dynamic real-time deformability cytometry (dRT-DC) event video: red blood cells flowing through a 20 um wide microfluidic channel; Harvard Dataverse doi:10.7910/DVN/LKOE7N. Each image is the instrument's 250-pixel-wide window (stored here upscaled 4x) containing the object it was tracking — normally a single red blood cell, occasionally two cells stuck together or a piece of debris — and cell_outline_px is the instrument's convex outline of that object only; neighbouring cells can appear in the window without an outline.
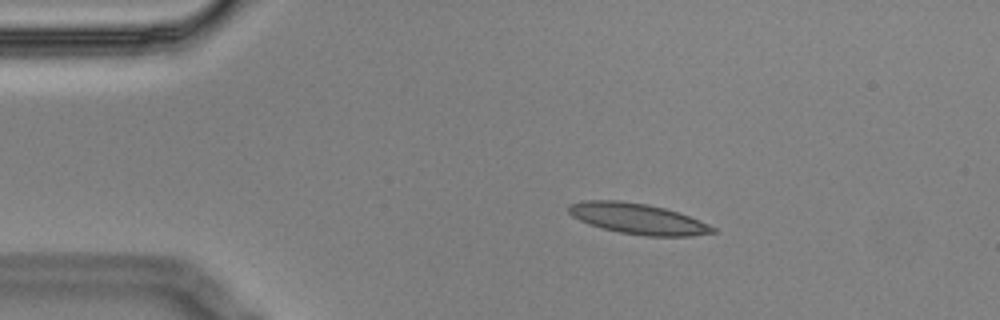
{"species": "Egyptian fruit bat (a non-hibernating species)", "species_latin": "Rousettus aegyptiacus", "temperature_condition": "cold", "stored_images_in_passage": 6, "camera_frame_rate_fps": 3000, "um_per_image_px": 0.085, "animal": {"sex": "male"}, "frame": {"image": 1, "passage_image": 2, "time_ms": 0.333, "image_size_px": [1000, 320], "cell_outline_px": [[716, 232], [692, 236], [644, 236], [620, 232], [588, 224], [572, 216], [568, 212], [568, 204], [584, 200], [620, 200], [648, 204], [664, 208], [700, 220], [716, 228]], "centroid_in_image_um": [54.19, 18.58], "position_along_channel_um": 30.8, "area_um2": 25.72}}
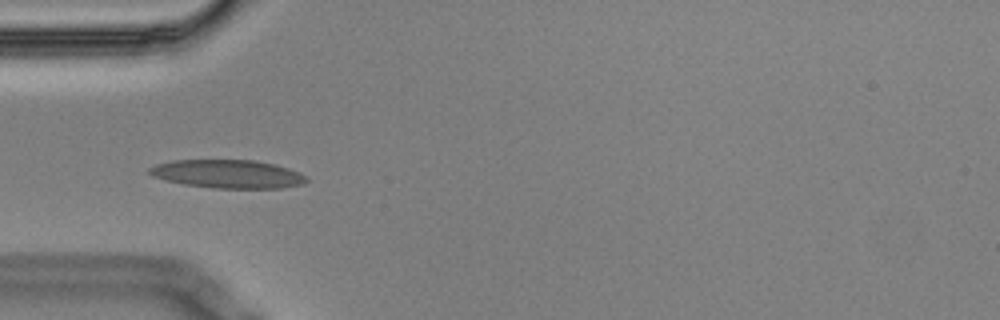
{"frame": {"image": 2, "passage_image": 4, "time_ms": 1.0, "image_size_px": [1000, 320], "cell_outline_px": [[308, 180], [304, 184], [280, 188], [212, 188], [184, 184], [164, 180], [152, 176], [148, 172], [148, 168], [156, 164], [172, 160], [256, 160], [276, 164], [288, 168], [308, 176]], "centroid_in_image_um": [19.37, 14.78], "position_along_channel_um": 65.6, "area_um2": 26.18}}